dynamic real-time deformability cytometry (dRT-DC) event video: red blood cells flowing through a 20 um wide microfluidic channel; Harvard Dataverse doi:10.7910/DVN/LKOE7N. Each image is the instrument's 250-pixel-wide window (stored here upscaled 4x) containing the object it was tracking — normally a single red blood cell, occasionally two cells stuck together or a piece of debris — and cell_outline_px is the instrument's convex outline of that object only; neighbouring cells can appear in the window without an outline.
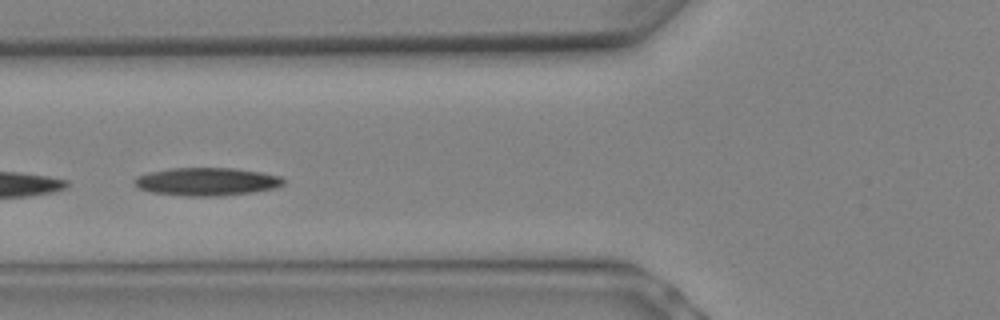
{"species": "Egyptian fruit bat (a non-hibernating species)", "species_latin": "Rousettus aegyptiacus", "temperature_condition": "warm", "stored_images_in_passage": 14, "camera_frame_rate_fps": 3000, "um_per_image_px": 0.085, "animal": {"sex": "female"}, "frame": {"image": 1, "passage_image": 8, "time_ms": 2.333, "image_size_px": [1000, 320], "cell_outline_px": [[284, 184], [276, 188], [252, 192], [220, 196], [188, 196], [152, 192], [140, 188], [132, 180], [136, 176], [148, 172], [168, 168], [232, 168], [260, 172], [280, 176], [284, 180]], "centroid_in_image_um": [17.56, 15.43], "position_along_channel_um": 108.2, "area_um2": 24.28}}